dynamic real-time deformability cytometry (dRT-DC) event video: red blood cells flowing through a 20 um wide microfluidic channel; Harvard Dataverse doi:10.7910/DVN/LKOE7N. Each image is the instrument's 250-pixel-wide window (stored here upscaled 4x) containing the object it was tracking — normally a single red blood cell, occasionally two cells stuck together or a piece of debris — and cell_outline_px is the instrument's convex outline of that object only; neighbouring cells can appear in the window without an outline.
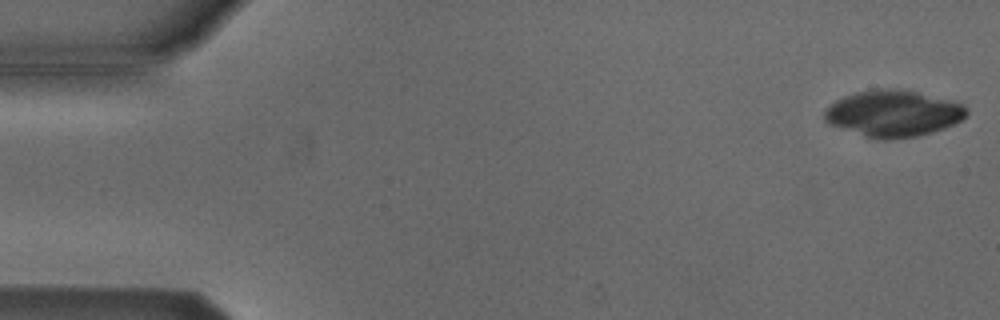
{"species": "Egyptian fruit bat (a non-hibernating species)", "species_latin": "Rousettus aegyptiacus", "temperature_condition": "cold", "stored_images_in_passage": 48, "camera_frame_rate_fps": 3000, "um_per_image_px": 0.085, "animal": {"sex": "male"}, "frame": {"image": 1, "passage_image": 1, "time_ms": 0.0, "image_size_px": [1000, 320], "cell_outline_px": [[968, 116], [956, 124], [932, 132], [916, 136], [884, 140], [864, 136], [828, 124], [824, 120], [824, 112], [836, 100], [844, 96], [856, 92], [892, 88], [916, 92], [964, 104], [968, 108]], "centroid_in_image_um": [75.95, 9.66], "position_along_channel_um": 9.0, "area_um2": 38.21}}
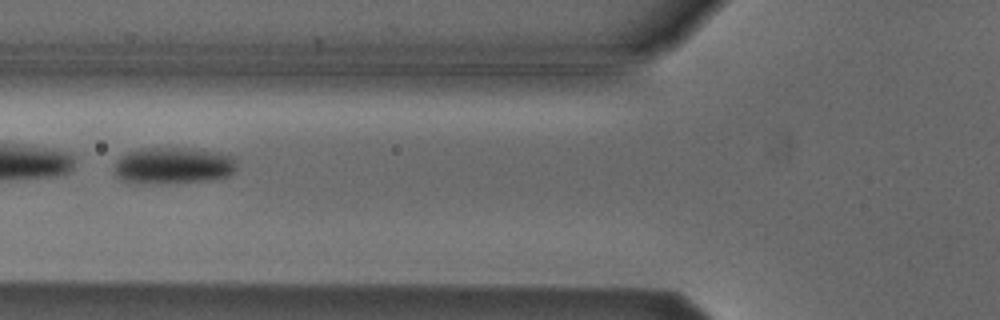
{"frame": {"image": 2, "passage_image": 20, "time_ms": 6.333, "image_size_px": [1000, 320], "cell_outline_px": [[236, 168], [228, 176], [204, 180], [132, 184], [120, 180], [116, 176], [116, 160], [120, 156], [128, 152], [140, 148], [192, 148], [220, 152], [236, 156]], "centroid_in_image_um": [14.72, 14.05], "position_along_channel_um": 111.1, "area_um2": 26.18}}
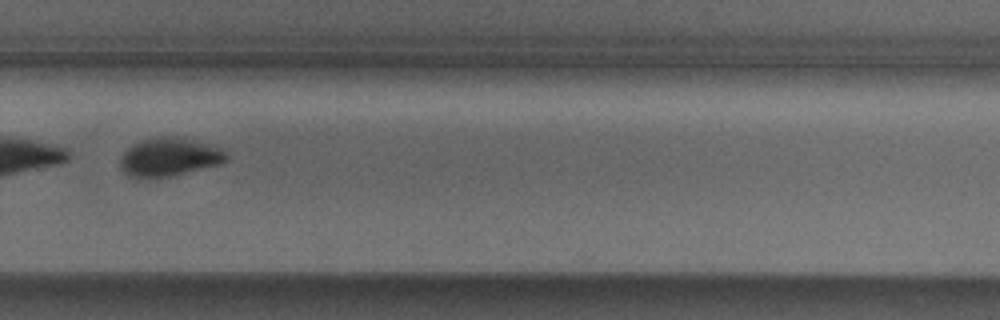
{"frame": {"image": 3, "passage_image": 36, "time_ms": 11.667, "image_size_px": [1000, 320], "cell_outline_px": [[228, 160], [220, 164], [156, 180], [136, 180], [128, 176], [120, 168], [120, 156], [128, 148], [140, 140], [160, 136], [164, 136], [192, 140], [224, 148], [228, 152]], "centroid_in_image_um": [14.36, 13.4], "position_along_channel_um": 315.4, "area_um2": 24.45}, "authors_computed_cell_mechanics": {"area_um2": 27.9752, "velocity_mm_per_s": 3.8363, "shape_relaxation_time_tau1_ms": 3.2345, "shape_relaxation_time_tau2_ms": null, "deformation_change_tau1": 0.1077, "deformation_change_tau2": null}}